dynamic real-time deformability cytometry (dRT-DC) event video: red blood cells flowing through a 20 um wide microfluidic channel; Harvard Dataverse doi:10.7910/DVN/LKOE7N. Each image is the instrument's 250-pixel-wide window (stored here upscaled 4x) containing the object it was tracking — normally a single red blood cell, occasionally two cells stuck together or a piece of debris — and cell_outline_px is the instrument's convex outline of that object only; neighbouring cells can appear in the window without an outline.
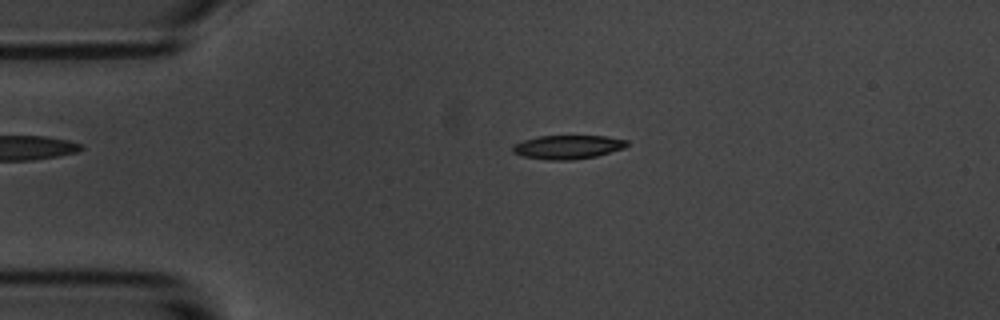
{"species": "common noctule bat (a hibernating species)", "species_latin": "Nyctalus noctula", "temperature_condition": "room temperature", "stored_images_in_passage": 56, "camera_frame_rate_fps": 3000, "um_per_image_px": 0.085, "animal": {"sex": "male", "body_mass_g": 20.1, "forearm_length_mm": 53.5}, "frame": {"image": 1, "passage_image": 12, "time_ms": 3.667, "image_size_px": [1000, 320], "cell_outline_px": [[628, 144], [624, 148], [596, 156], [572, 160], [548, 160], [524, 156], [512, 152], [512, 144], [536, 136], [604, 136], [628, 140]], "centroid_in_image_um": [48.24, 12.49], "position_along_channel_um": 36.8, "area_um2": 15.84}}
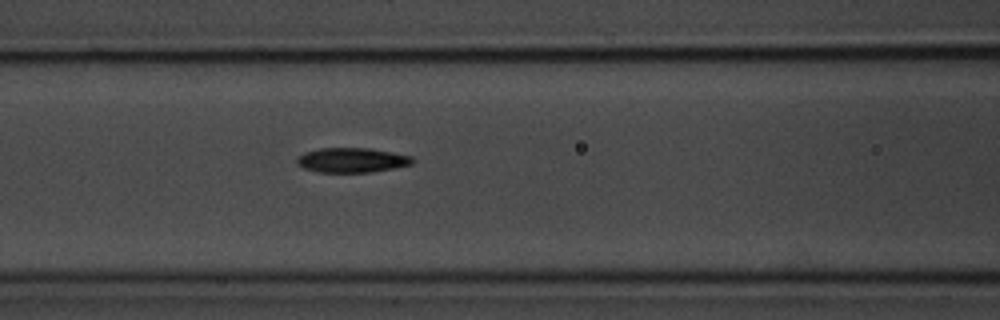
{"frame": {"image": 2, "passage_image": 23, "time_ms": 7.333, "image_size_px": [1000, 320], "cell_outline_px": [[416, 160], [412, 164], [372, 172], [320, 172], [304, 168], [296, 164], [296, 156], [304, 152], [320, 148], [368, 148], [392, 152], [412, 156]], "centroid_in_image_um": [29.89, 13.6], "position_along_channel_um": 136.7, "area_um2": 16.7}}
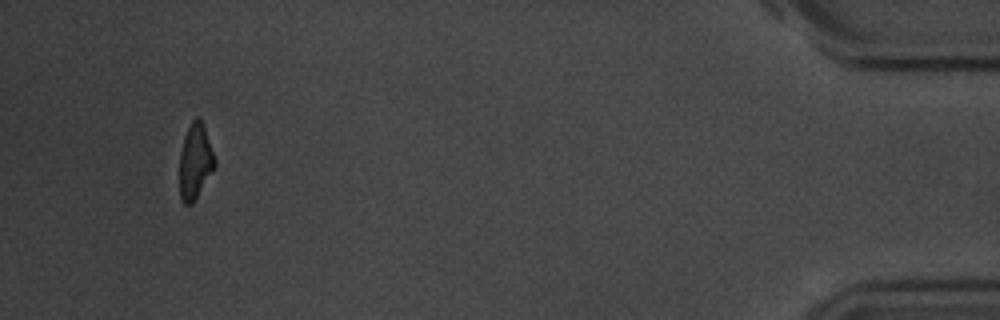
{"frame": {"image": 3, "passage_image": 53, "time_ms": 17.333, "image_size_px": [1000, 320], "cell_outline_px": [[216, 164], [192, 204], [184, 204], [180, 196], [180, 152], [184, 136], [192, 120], [196, 116], [200, 116], [216, 160]], "centroid_in_image_um": [16.58, 13.69], "position_along_channel_um": 418.6, "area_um2": 15.2}, "authors_computed_cell_mechanics": {"area_um2": 16.3863, "velocity_mm_per_s": 3.5676, "shape_relaxation_time_tau1_ms": 3.0687, "shape_relaxation_time_tau2_ms": 3.9355, "deformation_change_tau1": 0.169, "deformation_change_tau2": 0.1176}}